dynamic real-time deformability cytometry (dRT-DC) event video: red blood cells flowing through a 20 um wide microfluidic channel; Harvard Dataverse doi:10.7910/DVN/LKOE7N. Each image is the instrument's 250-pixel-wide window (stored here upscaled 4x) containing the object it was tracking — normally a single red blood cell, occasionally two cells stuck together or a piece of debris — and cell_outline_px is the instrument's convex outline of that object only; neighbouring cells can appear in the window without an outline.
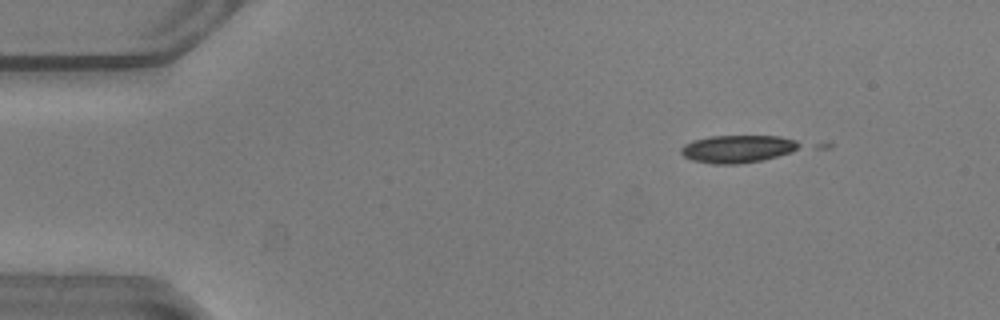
{"species": "common noctule bat (a hibernating species)", "species_latin": "Nyctalus noctula", "temperature_condition": "warm", "stored_images_in_passage": 3, "camera_frame_rate_fps": 3000, "um_per_image_px": 0.085, "animal": {"sex": "male", "body_mass_g": 20.5, "forearm_length_mm": 52.5}, "frame": {"image": 1, "passage_image": 1, "time_ms": 0.0, "image_size_px": [1000, 320], "cell_outline_px": [[804, 144], [800, 148], [792, 152], [764, 160], [740, 164], [712, 164], [692, 160], [684, 156], [680, 152], [680, 148], [684, 144], [692, 140], [708, 136], [780, 136], [796, 140]], "centroid_in_image_um": [62.73, 12.65], "position_along_channel_um": 22.3, "area_um2": 19.42}}